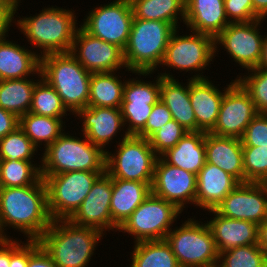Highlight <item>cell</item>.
Masks as SVG:
<instances>
[{
	"mask_svg": "<svg viewBox=\"0 0 267 267\" xmlns=\"http://www.w3.org/2000/svg\"><path fill=\"white\" fill-rule=\"evenodd\" d=\"M51 222L47 187L42 177L34 185L0 187V238H8L5 228L12 227L28 240H38Z\"/></svg>",
	"mask_w": 267,
	"mask_h": 267,
	"instance_id": "cell-1",
	"label": "cell"
},
{
	"mask_svg": "<svg viewBox=\"0 0 267 267\" xmlns=\"http://www.w3.org/2000/svg\"><path fill=\"white\" fill-rule=\"evenodd\" d=\"M104 233L69 219L52 220L38 239L58 267H86Z\"/></svg>",
	"mask_w": 267,
	"mask_h": 267,
	"instance_id": "cell-2",
	"label": "cell"
},
{
	"mask_svg": "<svg viewBox=\"0 0 267 267\" xmlns=\"http://www.w3.org/2000/svg\"><path fill=\"white\" fill-rule=\"evenodd\" d=\"M55 7H46L40 14L30 17L22 16L15 23L30 45L40 49V58L47 54L70 52L78 29L74 10Z\"/></svg>",
	"mask_w": 267,
	"mask_h": 267,
	"instance_id": "cell-3",
	"label": "cell"
},
{
	"mask_svg": "<svg viewBox=\"0 0 267 267\" xmlns=\"http://www.w3.org/2000/svg\"><path fill=\"white\" fill-rule=\"evenodd\" d=\"M175 30L176 28L168 22L134 18L124 49L127 70L145 77L157 71Z\"/></svg>",
	"mask_w": 267,
	"mask_h": 267,
	"instance_id": "cell-4",
	"label": "cell"
},
{
	"mask_svg": "<svg viewBox=\"0 0 267 267\" xmlns=\"http://www.w3.org/2000/svg\"><path fill=\"white\" fill-rule=\"evenodd\" d=\"M42 78L51 85L72 115L88 107L92 73L70 53H52L40 58Z\"/></svg>",
	"mask_w": 267,
	"mask_h": 267,
	"instance_id": "cell-5",
	"label": "cell"
},
{
	"mask_svg": "<svg viewBox=\"0 0 267 267\" xmlns=\"http://www.w3.org/2000/svg\"><path fill=\"white\" fill-rule=\"evenodd\" d=\"M82 138L63 132L44 149L40 161L41 176L77 170L105 172L106 152L90 142L84 134Z\"/></svg>",
	"mask_w": 267,
	"mask_h": 267,
	"instance_id": "cell-6",
	"label": "cell"
},
{
	"mask_svg": "<svg viewBox=\"0 0 267 267\" xmlns=\"http://www.w3.org/2000/svg\"><path fill=\"white\" fill-rule=\"evenodd\" d=\"M201 223V224H200ZM188 218L171 229L165 240L171 246L180 267H211L218 265L219 252L212 232L205 222Z\"/></svg>",
	"mask_w": 267,
	"mask_h": 267,
	"instance_id": "cell-7",
	"label": "cell"
},
{
	"mask_svg": "<svg viewBox=\"0 0 267 267\" xmlns=\"http://www.w3.org/2000/svg\"><path fill=\"white\" fill-rule=\"evenodd\" d=\"M120 139L114 154L106 151L105 171L112 178L153 182L159 156L150 146L149 139L126 133Z\"/></svg>",
	"mask_w": 267,
	"mask_h": 267,
	"instance_id": "cell-8",
	"label": "cell"
},
{
	"mask_svg": "<svg viewBox=\"0 0 267 267\" xmlns=\"http://www.w3.org/2000/svg\"><path fill=\"white\" fill-rule=\"evenodd\" d=\"M181 213L175 204L150 193L118 231L131 235L134 243L163 240Z\"/></svg>",
	"mask_w": 267,
	"mask_h": 267,
	"instance_id": "cell-9",
	"label": "cell"
},
{
	"mask_svg": "<svg viewBox=\"0 0 267 267\" xmlns=\"http://www.w3.org/2000/svg\"><path fill=\"white\" fill-rule=\"evenodd\" d=\"M103 173L77 170L41 176L47 187L51 219H70L81 206L96 179Z\"/></svg>",
	"mask_w": 267,
	"mask_h": 267,
	"instance_id": "cell-10",
	"label": "cell"
},
{
	"mask_svg": "<svg viewBox=\"0 0 267 267\" xmlns=\"http://www.w3.org/2000/svg\"><path fill=\"white\" fill-rule=\"evenodd\" d=\"M178 32L179 30L176 29L171 35L160 66L176 68L175 70L178 69L180 72L191 71L192 74L197 72L190 79H205L207 76L203 75L202 70H206L213 58L217 56L214 38L194 31L183 36Z\"/></svg>",
	"mask_w": 267,
	"mask_h": 267,
	"instance_id": "cell-11",
	"label": "cell"
},
{
	"mask_svg": "<svg viewBox=\"0 0 267 267\" xmlns=\"http://www.w3.org/2000/svg\"><path fill=\"white\" fill-rule=\"evenodd\" d=\"M79 25L90 35L126 48L134 19L130 0H113L94 7Z\"/></svg>",
	"mask_w": 267,
	"mask_h": 267,
	"instance_id": "cell-12",
	"label": "cell"
},
{
	"mask_svg": "<svg viewBox=\"0 0 267 267\" xmlns=\"http://www.w3.org/2000/svg\"><path fill=\"white\" fill-rule=\"evenodd\" d=\"M263 19L250 22L229 23L214 39L215 54L217 46H224L233 61L246 70L258 67L262 56L264 36L259 25Z\"/></svg>",
	"mask_w": 267,
	"mask_h": 267,
	"instance_id": "cell-13",
	"label": "cell"
},
{
	"mask_svg": "<svg viewBox=\"0 0 267 267\" xmlns=\"http://www.w3.org/2000/svg\"><path fill=\"white\" fill-rule=\"evenodd\" d=\"M257 114L248 92L236 79L232 80L226 87L216 124L210 133L241 138Z\"/></svg>",
	"mask_w": 267,
	"mask_h": 267,
	"instance_id": "cell-14",
	"label": "cell"
},
{
	"mask_svg": "<svg viewBox=\"0 0 267 267\" xmlns=\"http://www.w3.org/2000/svg\"><path fill=\"white\" fill-rule=\"evenodd\" d=\"M136 79L125 80L120 109L124 126H127L125 133L137 136L145 128L153 105L160 100V75L158 73L155 82Z\"/></svg>",
	"mask_w": 267,
	"mask_h": 267,
	"instance_id": "cell-15",
	"label": "cell"
},
{
	"mask_svg": "<svg viewBox=\"0 0 267 267\" xmlns=\"http://www.w3.org/2000/svg\"><path fill=\"white\" fill-rule=\"evenodd\" d=\"M70 53L88 71L117 72L126 68L124 50L87 33L81 26L77 29Z\"/></svg>",
	"mask_w": 267,
	"mask_h": 267,
	"instance_id": "cell-16",
	"label": "cell"
},
{
	"mask_svg": "<svg viewBox=\"0 0 267 267\" xmlns=\"http://www.w3.org/2000/svg\"><path fill=\"white\" fill-rule=\"evenodd\" d=\"M196 180L195 174L168 164L160 156L155 164L151 193L183 211L186 204L195 206Z\"/></svg>",
	"mask_w": 267,
	"mask_h": 267,
	"instance_id": "cell-17",
	"label": "cell"
},
{
	"mask_svg": "<svg viewBox=\"0 0 267 267\" xmlns=\"http://www.w3.org/2000/svg\"><path fill=\"white\" fill-rule=\"evenodd\" d=\"M215 210L227 218L262 223L267 218V183H239Z\"/></svg>",
	"mask_w": 267,
	"mask_h": 267,
	"instance_id": "cell-18",
	"label": "cell"
},
{
	"mask_svg": "<svg viewBox=\"0 0 267 267\" xmlns=\"http://www.w3.org/2000/svg\"><path fill=\"white\" fill-rule=\"evenodd\" d=\"M111 197L112 177L105 171L96 179L81 206L69 220L77 225L93 227L104 234L109 232L112 230Z\"/></svg>",
	"mask_w": 267,
	"mask_h": 267,
	"instance_id": "cell-19",
	"label": "cell"
},
{
	"mask_svg": "<svg viewBox=\"0 0 267 267\" xmlns=\"http://www.w3.org/2000/svg\"><path fill=\"white\" fill-rule=\"evenodd\" d=\"M75 116L82 121L81 132L84 136L105 152L106 145L117 137L118 132L126 128L121 109L118 108L88 106L79 110Z\"/></svg>",
	"mask_w": 267,
	"mask_h": 267,
	"instance_id": "cell-20",
	"label": "cell"
},
{
	"mask_svg": "<svg viewBox=\"0 0 267 267\" xmlns=\"http://www.w3.org/2000/svg\"><path fill=\"white\" fill-rule=\"evenodd\" d=\"M212 81L189 78V97L194 110L197 131L210 132L217 121L224 92L213 85Z\"/></svg>",
	"mask_w": 267,
	"mask_h": 267,
	"instance_id": "cell-21",
	"label": "cell"
},
{
	"mask_svg": "<svg viewBox=\"0 0 267 267\" xmlns=\"http://www.w3.org/2000/svg\"><path fill=\"white\" fill-rule=\"evenodd\" d=\"M196 179L195 206L206 211L214 210L239 184L233 176L207 162L196 175Z\"/></svg>",
	"mask_w": 267,
	"mask_h": 267,
	"instance_id": "cell-22",
	"label": "cell"
},
{
	"mask_svg": "<svg viewBox=\"0 0 267 267\" xmlns=\"http://www.w3.org/2000/svg\"><path fill=\"white\" fill-rule=\"evenodd\" d=\"M184 22L189 31L207 34L214 39L230 23L224 0H185Z\"/></svg>",
	"mask_w": 267,
	"mask_h": 267,
	"instance_id": "cell-23",
	"label": "cell"
},
{
	"mask_svg": "<svg viewBox=\"0 0 267 267\" xmlns=\"http://www.w3.org/2000/svg\"><path fill=\"white\" fill-rule=\"evenodd\" d=\"M206 162L216 165L239 183H245L242 142L240 138L205 132Z\"/></svg>",
	"mask_w": 267,
	"mask_h": 267,
	"instance_id": "cell-24",
	"label": "cell"
},
{
	"mask_svg": "<svg viewBox=\"0 0 267 267\" xmlns=\"http://www.w3.org/2000/svg\"><path fill=\"white\" fill-rule=\"evenodd\" d=\"M208 212L215 216L207 224L219 253L239 246L257 244L256 223L221 216L215 209Z\"/></svg>",
	"mask_w": 267,
	"mask_h": 267,
	"instance_id": "cell-25",
	"label": "cell"
},
{
	"mask_svg": "<svg viewBox=\"0 0 267 267\" xmlns=\"http://www.w3.org/2000/svg\"><path fill=\"white\" fill-rule=\"evenodd\" d=\"M6 39H0V80L30 78L36 74L40 78L39 53Z\"/></svg>",
	"mask_w": 267,
	"mask_h": 267,
	"instance_id": "cell-26",
	"label": "cell"
},
{
	"mask_svg": "<svg viewBox=\"0 0 267 267\" xmlns=\"http://www.w3.org/2000/svg\"><path fill=\"white\" fill-rule=\"evenodd\" d=\"M152 182H139L112 178L110 212L112 231H118L122 223L151 193ZM117 230V231H116Z\"/></svg>",
	"mask_w": 267,
	"mask_h": 267,
	"instance_id": "cell-27",
	"label": "cell"
},
{
	"mask_svg": "<svg viewBox=\"0 0 267 267\" xmlns=\"http://www.w3.org/2000/svg\"><path fill=\"white\" fill-rule=\"evenodd\" d=\"M160 100L167 106L172 118L187 131H197V123L187 85L174 79L170 72L160 73ZM184 85V86H183Z\"/></svg>",
	"mask_w": 267,
	"mask_h": 267,
	"instance_id": "cell-28",
	"label": "cell"
},
{
	"mask_svg": "<svg viewBox=\"0 0 267 267\" xmlns=\"http://www.w3.org/2000/svg\"><path fill=\"white\" fill-rule=\"evenodd\" d=\"M161 157L168 164L197 175L206 163L205 132L188 131Z\"/></svg>",
	"mask_w": 267,
	"mask_h": 267,
	"instance_id": "cell-29",
	"label": "cell"
},
{
	"mask_svg": "<svg viewBox=\"0 0 267 267\" xmlns=\"http://www.w3.org/2000/svg\"><path fill=\"white\" fill-rule=\"evenodd\" d=\"M115 73L117 72L92 73L88 106L121 108L125 81L122 82L121 76L118 77Z\"/></svg>",
	"mask_w": 267,
	"mask_h": 267,
	"instance_id": "cell-30",
	"label": "cell"
},
{
	"mask_svg": "<svg viewBox=\"0 0 267 267\" xmlns=\"http://www.w3.org/2000/svg\"><path fill=\"white\" fill-rule=\"evenodd\" d=\"M134 18L164 21L176 29L185 20V0H130ZM181 17V18H180Z\"/></svg>",
	"mask_w": 267,
	"mask_h": 267,
	"instance_id": "cell-31",
	"label": "cell"
},
{
	"mask_svg": "<svg viewBox=\"0 0 267 267\" xmlns=\"http://www.w3.org/2000/svg\"><path fill=\"white\" fill-rule=\"evenodd\" d=\"M39 80H0V107L19 118L28 113L32 104L33 89Z\"/></svg>",
	"mask_w": 267,
	"mask_h": 267,
	"instance_id": "cell-32",
	"label": "cell"
},
{
	"mask_svg": "<svg viewBox=\"0 0 267 267\" xmlns=\"http://www.w3.org/2000/svg\"><path fill=\"white\" fill-rule=\"evenodd\" d=\"M133 248L129 267H180L165 239L137 242Z\"/></svg>",
	"mask_w": 267,
	"mask_h": 267,
	"instance_id": "cell-33",
	"label": "cell"
},
{
	"mask_svg": "<svg viewBox=\"0 0 267 267\" xmlns=\"http://www.w3.org/2000/svg\"><path fill=\"white\" fill-rule=\"evenodd\" d=\"M63 120L28 112L20 117L19 126L37 148L43 143L46 149L63 133Z\"/></svg>",
	"mask_w": 267,
	"mask_h": 267,
	"instance_id": "cell-34",
	"label": "cell"
},
{
	"mask_svg": "<svg viewBox=\"0 0 267 267\" xmlns=\"http://www.w3.org/2000/svg\"><path fill=\"white\" fill-rule=\"evenodd\" d=\"M33 160L0 159V187L34 185L41 178V165Z\"/></svg>",
	"mask_w": 267,
	"mask_h": 267,
	"instance_id": "cell-35",
	"label": "cell"
},
{
	"mask_svg": "<svg viewBox=\"0 0 267 267\" xmlns=\"http://www.w3.org/2000/svg\"><path fill=\"white\" fill-rule=\"evenodd\" d=\"M67 109L55 89L40 76L36 83L29 112L54 118H66Z\"/></svg>",
	"mask_w": 267,
	"mask_h": 267,
	"instance_id": "cell-36",
	"label": "cell"
},
{
	"mask_svg": "<svg viewBox=\"0 0 267 267\" xmlns=\"http://www.w3.org/2000/svg\"><path fill=\"white\" fill-rule=\"evenodd\" d=\"M267 254L257 245H245L219 253L218 267H266Z\"/></svg>",
	"mask_w": 267,
	"mask_h": 267,
	"instance_id": "cell-37",
	"label": "cell"
},
{
	"mask_svg": "<svg viewBox=\"0 0 267 267\" xmlns=\"http://www.w3.org/2000/svg\"><path fill=\"white\" fill-rule=\"evenodd\" d=\"M35 152H38V148L25 135L20 126L0 139V159L32 160Z\"/></svg>",
	"mask_w": 267,
	"mask_h": 267,
	"instance_id": "cell-38",
	"label": "cell"
},
{
	"mask_svg": "<svg viewBox=\"0 0 267 267\" xmlns=\"http://www.w3.org/2000/svg\"><path fill=\"white\" fill-rule=\"evenodd\" d=\"M247 71L246 75H237L235 79L248 92L257 112L267 113V69L256 67Z\"/></svg>",
	"mask_w": 267,
	"mask_h": 267,
	"instance_id": "cell-39",
	"label": "cell"
},
{
	"mask_svg": "<svg viewBox=\"0 0 267 267\" xmlns=\"http://www.w3.org/2000/svg\"><path fill=\"white\" fill-rule=\"evenodd\" d=\"M245 183H267V146H242Z\"/></svg>",
	"mask_w": 267,
	"mask_h": 267,
	"instance_id": "cell-40",
	"label": "cell"
},
{
	"mask_svg": "<svg viewBox=\"0 0 267 267\" xmlns=\"http://www.w3.org/2000/svg\"><path fill=\"white\" fill-rule=\"evenodd\" d=\"M187 132L183 126L172 119L149 138V143L160 157L168 149L174 147Z\"/></svg>",
	"mask_w": 267,
	"mask_h": 267,
	"instance_id": "cell-41",
	"label": "cell"
},
{
	"mask_svg": "<svg viewBox=\"0 0 267 267\" xmlns=\"http://www.w3.org/2000/svg\"><path fill=\"white\" fill-rule=\"evenodd\" d=\"M240 139L242 146H267V114L258 113Z\"/></svg>",
	"mask_w": 267,
	"mask_h": 267,
	"instance_id": "cell-42",
	"label": "cell"
},
{
	"mask_svg": "<svg viewBox=\"0 0 267 267\" xmlns=\"http://www.w3.org/2000/svg\"><path fill=\"white\" fill-rule=\"evenodd\" d=\"M224 8L230 23L250 22L260 19L254 13L252 0H224Z\"/></svg>",
	"mask_w": 267,
	"mask_h": 267,
	"instance_id": "cell-43",
	"label": "cell"
},
{
	"mask_svg": "<svg viewBox=\"0 0 267 267\" xmlns=\"http://www.w3.org/2000/svg\"><path fill=\"white\" fill-rule=\"evenodd\" d=\"M172 119V114L167 106L159 100L153 105L152 112L146 121L145 128L137 136L149 139L163 125L165 126Z\"/></svg>",
	"mask_w": 267,
	"mask_h": 267,
	"instance_id": "cell-44",
	"label": "cell"
},
{
	"mask_svg": "<svg viewBox=\"0 0 267 267\" xmlns=\"http://www.w3.org/2000/svg\"><path fill=\"white\" fill-rule=\"evenodd\" d=\"M10 238L9 267H28L29 256L40 246L39 240H28L26 243ZM22 243V244H21Z\"/></svg>",
	"mask_w": 267,
	"mask_h": 267,
	"instance_id": "cell-45",
	"label": "cell"
},
{
	"mask_svg": "<svg viewBox=\"0 0 267 267\" xmlns=\"http://www.w3.org/2000/svg\"><path fill=\"white\" fill-rule=\"evenodd\" d=\"M21 0H0V39L8 37L10 26L16 23L14 19Z\"/></svg>",
	"mask_w": 267,
	"mask_h": 267,
	"instance_id": "cell-46",
	"label": "cell"
},
{
	"mask_svg": "<svg viewBox=\"0 0 267 267\" xmlns=\"http://www.w3.org/2000/svg\"><path fill=\"white\" fill-rule=\"evenodd\" d=\"M20 125V118L0 107V139L14 131Z\"/></svg>",
	"mask_w": 267,
	"mask_h": 267,
	"instance_id": "cell-47",
	"label": "cell"
},
{
	"mask_svg": "<svg viewBox=\"0 0 267 267\" xmlns=\"http://www.w3.org/2000/svg\"><path fill=\"white\" fill-rule=\"evenodd\" d=\"M28 267H58L51 256L40 245L30 256Z\"/></svg>",
	"mask_w": 267,
	"mask_h": 267,
	"instance_id": "cell-48",
	"label": "cell"
},
{
	"mask_svg": "<svg viewBox=\"0 0 267 267\" xmlns=\"http://www.w3.org/2000/svg\"><path fill=\"white\" fill-rule=\"evenodd\" d=\"M10 238H0V267L10 265Z\"/></svg>",
	"mask_w": 267,
	"mask_h": 267,
	"instance_id": "cell-49",
	"label": "cell"
},
{
	"mask_svg": "<svg viewBox=\"0 0 267 267\" xmlns=\"http://www.w3.org/2000/svg\"><path fill=\"white\" fill-rule=\"evenodd\" d=\"M257 245L267 254V218L258 224Z\"/></svg>",
	"mask_w": 267,
	"mask_h": 267,
	"instance_id": "cell-50",
	"label": "cell"
},
{
	"mask_svg": "<svg viewBox=\"0 0 267 267\" xmlns=\"http://www.w3.org/2000/svg\"><path fill=\"white\" fill-rule=\"evenodd\" d=\"M254 13L263 20L267 16V0H252Z\"/></svg>",
	"mask_w": 267,
	"mask_h": 267,
	"instance_id": "cell-51",
	"label": "cell"
},
{
	"mask_svg": "<svg viewBox=\"0 0 267 267\" xmlns=\"http://www.w3.org/2000/svg\"><path fill=\"white\" fill-rule=\"evenodd\" d=\"M258 68L267 69V34L264 35L262 56L258 64Z\"/></svg>",
	"mask_w": 267,
	"mask_h": 267,
	"instance_id": "cell-52",
	"label": "cell"
}]
</instances>
